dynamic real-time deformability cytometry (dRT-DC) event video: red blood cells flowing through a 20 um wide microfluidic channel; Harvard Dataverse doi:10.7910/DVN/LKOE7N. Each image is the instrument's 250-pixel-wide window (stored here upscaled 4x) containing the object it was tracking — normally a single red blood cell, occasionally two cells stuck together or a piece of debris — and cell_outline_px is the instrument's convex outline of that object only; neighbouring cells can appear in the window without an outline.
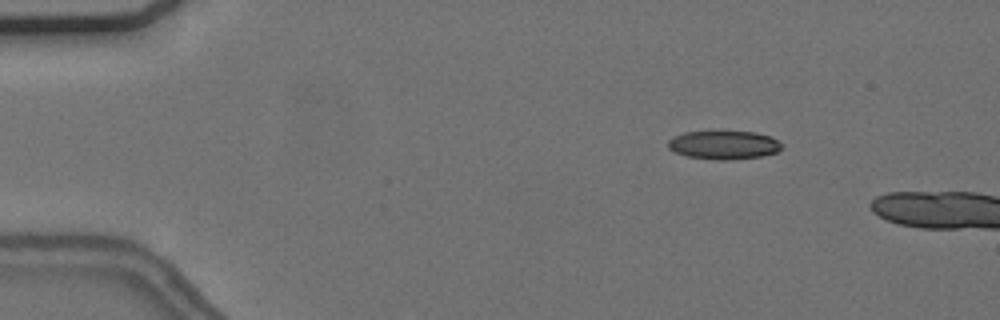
{"species": "common noctule bat (a hibernating species)", "species_latin": "Nyctalus noctula", "temperature_condition": "cold", "stored_images_in_passage": 12, "camera_frame_rate_fps": 3000, "um_per_image_px": 0.085, "animal": {"sex": "female", "body_mass_g": 24.6, "forearm_length_mm": 56.2}, "frame": {"image": 1, "passage_image": 9, "time_ms": 2.667, "image_size_px": [1000, 320], "cell_outline_px": [[784, 148], [776, 152], [760, 156], [732, 160], [716, 160], [688, 156], [676, 152], [668, 148], [668, 140], [672, 136], [684, 132], [720, 128], [756, 132], [772, 136], [784, 144]], "centroid_in_image_um": [61.55, 12.26], "position_along_channel_um": 23.5, "area_um2": 20.06}}